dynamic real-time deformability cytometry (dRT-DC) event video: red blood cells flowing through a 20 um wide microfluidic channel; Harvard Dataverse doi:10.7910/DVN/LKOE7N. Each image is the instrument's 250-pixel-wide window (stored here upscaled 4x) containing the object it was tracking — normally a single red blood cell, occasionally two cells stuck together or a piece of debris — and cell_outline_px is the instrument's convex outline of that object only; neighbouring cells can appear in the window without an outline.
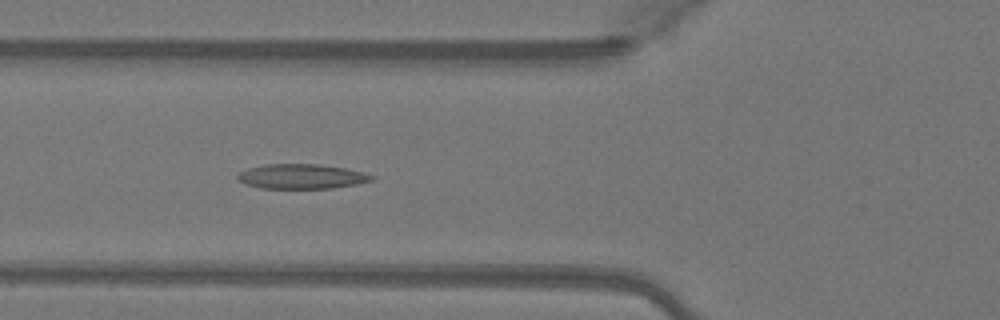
{"species": "Egyptian fruit bat (a non-hibernating species)", "species_latin": "Rousettus aegyptiacus", "temperature_condition": "warm", "stored_images_in_passage": 39, "camera_frame_rate_fps": 3000, "um_per_image_px": 0.085, "animal": {"sex": "female"}, "frame": {"image": 1, "passage_image": 8, "time_ms": 2.333, "image_size_px": [1000, 320], "cell_outline_px": [[376, 176], [372, 180], [356, 184], [332, 188], [260, 188], [244, 184], [236, 180], [236, 176], [240, 172], [248, 168], [264, 164], [316, 164], [344, 168], [364, 172]], "centroid_in_image_um": [25.59, 15.0], "position_along_channel_um": 100.2, "area_um2": 19.36}}
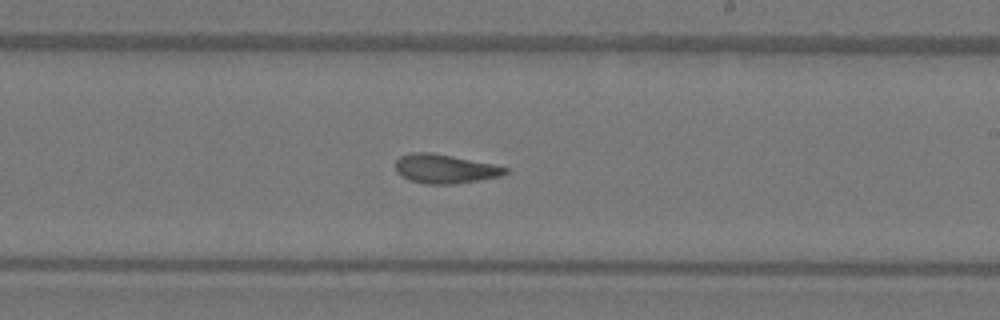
{"frame": {"image": 2, "passage_image": 19, "time_ms": 6.0, "image_size_px": [1000, 320], "cell_outline_px": [[508, 172], [500, 176], [452, 184], [424, 184], [408, 180], [400, 176], [396, 172], [396, 160], [400, 156], [412, 152], [428, 152], [452, 156], [492, 164], [508, 168]], "centroid_in_image_um": [37.75, 14.35], "position_along_channel_um": 251.2, "area_um2": 18.44}}
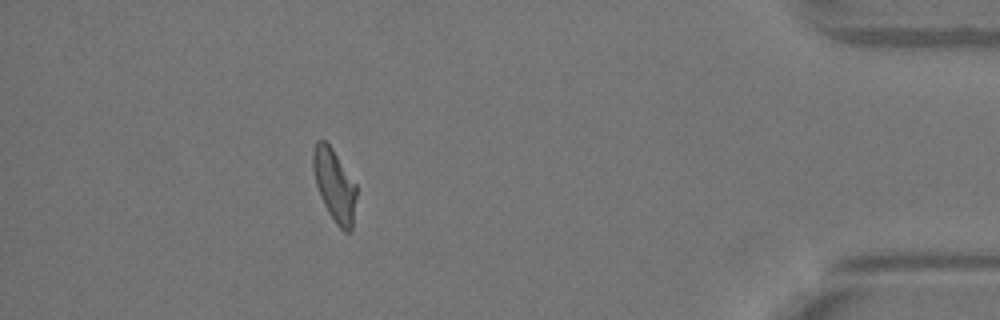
{"frame": {"image": 3, "passage_image": 34, "time_ms": 11.0, "image_size_px": [1000, 320], "cell_outline_px": [[356, 196], [352, 228], [348, 232], [344, 232], [336, 224], [328, 212], [320, 196], [316, 184], [312, 168], [312, 152], [316, 140], [324, 140], [332, 148], [356, 184]], "centroid_in_image_um": [28.41, 15.73], "position_along_channel_um": 406.8, "area_um2": 18.21}, "authors_computed_cell_mechanics": {"area_um2": 18.496, "velocity_mm_per_s": 4.1204, "shape_relaxation_time_tau1_ms": 6.0057, "shape_relaxation_time_tau2_ms": 2.3091, "deformation_change_tau1": 0.1933, "deformation_change_tau2": 0.0882}}